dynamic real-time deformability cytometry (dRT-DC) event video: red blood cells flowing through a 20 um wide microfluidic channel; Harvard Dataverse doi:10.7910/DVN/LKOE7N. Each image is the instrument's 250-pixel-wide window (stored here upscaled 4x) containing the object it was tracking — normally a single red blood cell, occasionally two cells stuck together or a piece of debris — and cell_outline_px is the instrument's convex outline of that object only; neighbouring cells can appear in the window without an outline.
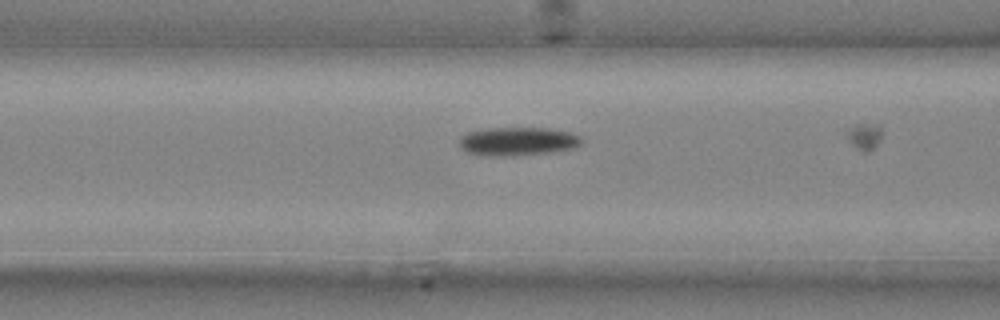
{"species": "common noctule bat (a hibernating species)", "species_latin": "Nyctalus noctula", "temperature_condition": "cold", "stored_images_in_passage": 20, "camera_frame_rate_fps": 3000, "um_per_image_px": 0.085, "animal": {"sex": "male", "body_mass_g": 20.4}, "frame": {"image": 1, "passage_image": 4, "time_ms": 1.0, "image_size_px": [1000, 320], "cell_outline_px": [[584, 140], [576, 148], [552, 152], [512, 156], [496, 156], [468, 152], [460, 148], [460, 136], [468, 132], [488, 128], [548, 128], [568, 132], [580, 136]], "centroid_in_image_um": [44.04, 12.01], "position_along_channel_um": 122.6, "area_um2": 20.29}}
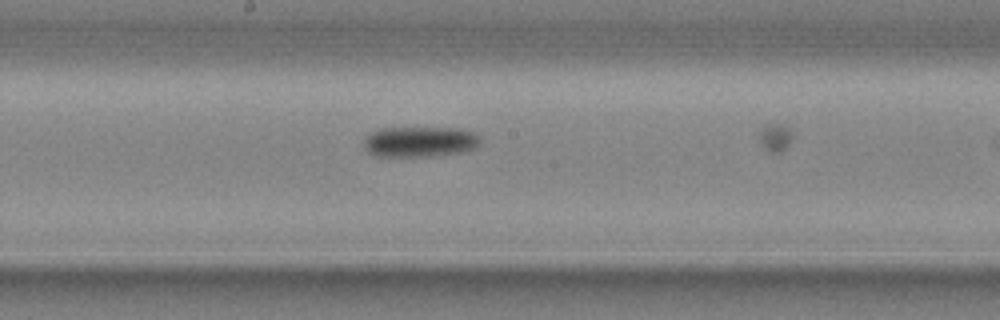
{"frame": {"image": 2, "passage_image": 10, "time_ms": 3.0, "image_size_px": [1000, 320], "cell_outline_px": [[480, 144], [476, 148], [460, 152], [432, 156], [376, 156], [368, 152], [364, 148], [364, 140], [372, 132], [380, 128], [460, 128], [476, 132], [480, 140]], "centroid_in_image_um": [35.71, 12.04], "position_along_channel_um": 212.5, "area_um2": 20.75}}
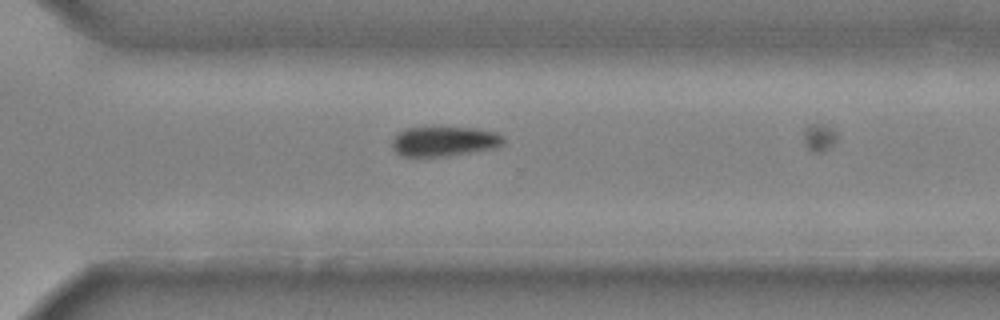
{"frame": {"image": 3, "passage_image": 18, "time_ms": 5.667, "image_size_px": [1000, 320], "cell_outline_px": [[504, 140], [500, 144], [492, 148], [448, 156], [400, 156], [392, 148], [392, 140], [404, 128], [476, 128], [496, 132], [504, 136]], "centroid_in_image_um": [37.73, 12.01], "position_along_channel_um": 332.9, "area_um2": 19.02}}